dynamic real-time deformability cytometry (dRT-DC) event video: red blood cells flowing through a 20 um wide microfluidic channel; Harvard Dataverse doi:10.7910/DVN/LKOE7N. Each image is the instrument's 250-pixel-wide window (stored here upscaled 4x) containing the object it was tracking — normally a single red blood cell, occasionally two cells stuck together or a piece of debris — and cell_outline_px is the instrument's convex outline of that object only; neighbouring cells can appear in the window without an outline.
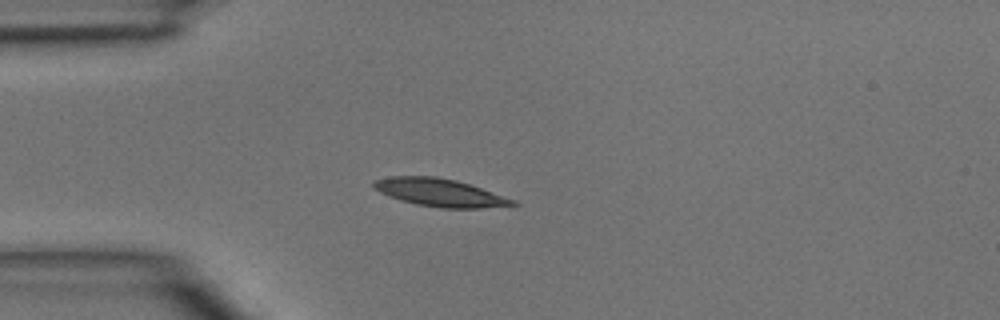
{"species": "common noctule bat (a hibernating species)", "species_latin": "Nyctalus noctula", "temperature_condition": "room temperature", "stored_images_in_passage": 34, "camera_frame_rate_fps": 3000, "um_per_image_px": 0.085, "animal": {"sex": "male", "body_mass_g": 15.6}, "frame": {"image": 1, "passage_image": 1, "time_ms": 0.0, "image_size_px": [1000, 320], "cell_outline_px": [[520, 204], [516, 208], [440, 208], [416, 204], [400, 200], [380, 192], [372, 188], [372, 180], [388, 176], [436, 176], [456, 180], [516, 200]], "centroid_in_image_um": [37.46, 16.39], "position_along_channel_um": 47.5, "area_um2": 23.0}}
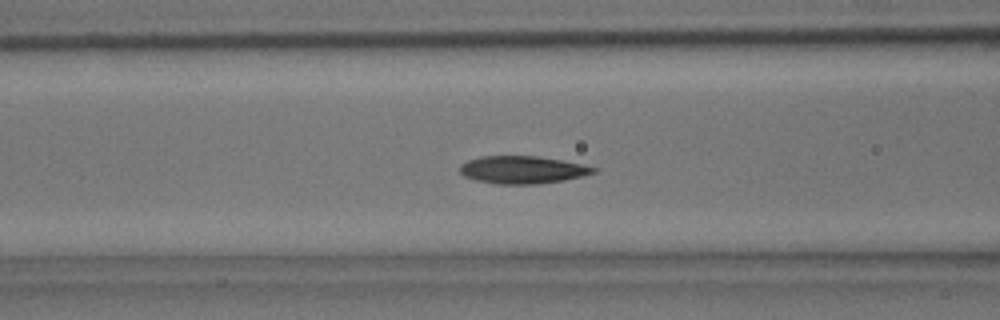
{"frame": {"image": 2, "passage_image": 7, "time_ms": 2.0, "image_size_px": [1000, 320], "cell_outline_px": [[596, 172], [584, 176], [564, 180], [540, 184], [496, 184], [476, 180], [464, 176], [460, 172], [460, 164], [468, 160], [480, 156], [536, 156], [560, 160], [580, 164], [596, 168]], "centroid_in_image_um": [44.38, 14.44], "position_along_channel_um": 122.2, "area_um2": 21.44}}
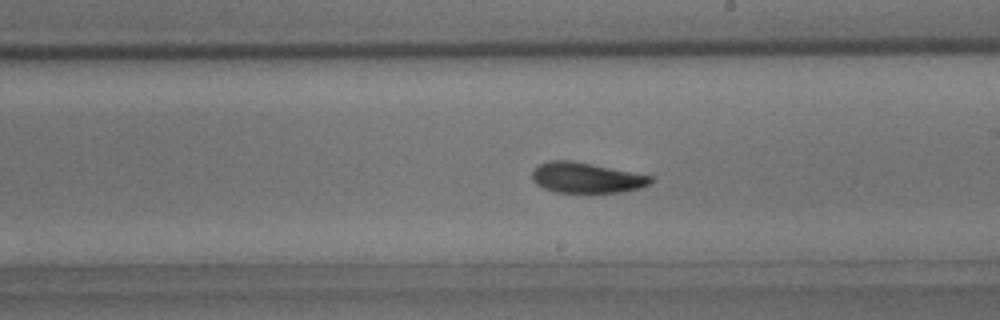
{"frame": {"image": 3, "passage_image": 15, "time_ms": 4.667, "image_size_px": [1000, 320], "cell_outline_px": [[652, 180], [648, 184], [640, 188], [620, 192], [552, 192], [536, 184], [532, 180], [532, 172], [540, 164], [548, 160], [568, 160], [652, 176]], "centroid_in_image_um": [49.78, 15.12], "position_along_channel_um": 239.2, "area_um2": 20.63}}